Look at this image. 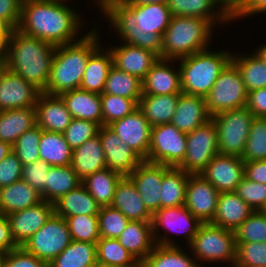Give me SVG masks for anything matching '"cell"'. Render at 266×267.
<instances>
[{"label": "cell", "instance_id": "4dcf8cb0", "mask_svg": "<svg viewBox=\"0 0 266 267\" xmlns=\"http://www.w3.org/2000/svg\"><path fill=\"white\" fill-rule=\"evenodd\" d=\"M53 204L54 213L63 218L81 214L98 215L101 209V205L89 194L82 183Z\"/></svg>", "mask_w": 266, "mask_h": 267}, {"label": "cell", "instance_id": "ee69618b", "mask_svg": "<svg viewBox=\"0 0 266 267\" xmlns=\"http://www.w3.org/2000/svg\"><path fill=\"white\" fill-rule=\"evenodd\" d=\"M232 62L239 69L247 92L266 87V64L256 54L238 58L232 55Z\"/></svg>", "mask_w": 266, "mask_h": 267}, {"label": "cell", "instance_id": "34e18365", "mask_svg": "<svg viewBox=\"0 0 266 267\" xmlns=\"http://www.w3.org/2000/svg\"><path fill=\"white\" fill-rule=\"evenodd\" d=\"M4 257H5V253L4 252H0V267L3 266Z\"/></svg>", "mask_w": 266, "mask_h": 267}, {"label": "cell", "instance_id": "e7e4bbea", "mask_svg": "<svg viewBox=\"0 0 266 267\" xmlns=\"http://www.w3.org/2000/svg\"><path fill=\"white\" fill-rule=\"evenodd\" d=\"M266 11V0H249L246 10L239 16L244 17L250 14Z\"/></svg>", "mask_w": 266, "mask_h": 267}, {"label": "cell", "instance_id": "b9f144b4", "mask_svg": "<svg viewBox=\"0 0 266 267\" xmlns=\"http://www.w3.org/2000/svg\"><path fill=\"white\" fill-rule=\"evenodd\" d=\"M194 261L178 246L155 244L153 250L140 263V267H199Z\"/></svg>", "mask_w": 266, "mask_h": 267}, {"label": "cell", "instance_id": "003e7915", "mask_svg": "<svg viewBox=\"0 0 266 267\" xmlns=\"http://www.w3.org/2000/svg\"><path fill=\"white\" fill-rule=\"evenodd\" d=\"M12 151L13 148L9 143L0 140V162Z\"/></svg>", "mask_w": 266, "mask_h": 267}, {"label": "cell", "instance_id": "2644e50d", "mask_svg": "<svg viewBox=\"0 0 266 267\" xmlns=\"http://www.w3.org/2000/svg\"><path fill=\"white\" fill-rule=\"evenodd\" d=\"M266 64V44L255 53Z\"/></svg>", "mask_w": 266, "mask_h": 267}, {"label": "cell", "instance_id": "c3c4849f", "mask_svg": "<svg viewBox=\"0 0 266 267\" xmlns=\"http://www.w3.org/2000/svg\"><path fill=\"white\" fill-rule=\"evenodd\" d=\"M235 242H266V214L253 213L234 231Z\"/></svg>", "mask_w": 266, "mask_h": 267}, {"label": "cell", "instance_id": "4316f807", "mask_svg": "<svg viewBox=\"0 0 266 267\" xmlns=\"http://www.w3.org/2000/svg\"><path fill=\"white\" fill-rule=\"evenodd\" d=\"M111 206L120 210L129 220L152 221V214L145 207L129 176H123L119 180Z\"/></svg>", "mask_w": 266, "mask_h": 267}, {"label": "cell", "instance_id": "bcb514c9", "mask_svg": "<svg viewBox=\"0 0 266 267\" xmlns=\"http://www.w3.org/2000/svg\"><path fill=\"white\" fill-rule=\"evenodd\" d=\"M72 240L97 243L100 230L97 215H75L65 217Z\"/></svg>", "mask_w": 266, "mask_h": 267}, {"label": "cell", "instance_id": "484cf974", "mask_svg": "<svg viewBox=\"0 0 266 267\" xmlns=\"http://www.w3.org/2000/svg\"><path fill=\"white\" fill-rule=\"evenodd\" d=\"M253 209L234 191L220 193L211 224L235 231L252 213Z\"/></svg>", "mask_w": 266, "mask_h": 267}, {"label": "cell", "instance_id": "5b68a950", "mask_svg": "<svg viewBox=\"0 0 266 267\" xmlns=\"http://www.w3.org/2000/svg\"><path fill=\"white\" fill-rule=\"evenodd\" d=\"M212 24L202 18L172 16L162 36L161 59L173 61L204 51L211 38Z\"/></svg>", "mask_w": 266, "mask_h": 267}, {"label": "cell", "instance_id": "277c9868", "mask_svg": "<svg viewBox=\"0 0 266 267\" xmlns=\"http://www.w3.org/2000/svg\"><path fill=\"white\" fill-rule=\"evenodd\" d=\"M96 32H89L81 39L55 46L50 75L46 89L50 95L80 88L89 56L99 47Z\"/></svg>", "mask_w": 266, "mask_h": 267}, {"label": "cell", "instance_id": "ba28073f", "mask_svg": "<svg viewBox=\"0 0 266 267\" xmlns=\"http://www.w3.org/2000/svg\"><path fill=\"white\" fill-rule=\"evenodd\" d=\"M247 95L240 71L231 61L205 96L208 113L213 117L224 111L246 107Z\"/></svg>", "mask_w": 266, "mask_h": 267}, {"label": "cell", "instance_id": "94428289", "mask_svg": "<svg viewBox=\"0 0 266 267\" xmlns=\"http://www.w3.org/2000/svg\"><path fill=\"white\" fill-rule=\"evenodd\" d=\"M245 178L266 185V160L244 162Z\"/></svg>", "mask_w": 266, "mask_h": 267}, {"label": "cell", "instance_id": "753ad0ef", "mask_svg": "<svg viewBox=\"0 0 266 267\" xmlns=\"http://www.w3.org/2000/svg\"><path fill=\"white\" fill-rule=\"evenodd\" d=\"M95 267H120V266H116V265H112V264H105V263H99L97 262Z\"/></svg>", "mask_w": 266, "mask_h": 267}, {"label": "cell", "instance_id": "e0dca14e", "mask_svg": "<svg viewBox=\"0 0 266 267\" xmlns=\"http://www.w3.org/2000/svg\"><path fill=\"white\" fill-rule=\"evenodd\" d=\"M199 174L219 193L233 192L245 177L244 161L241 157L218 153Z\"/></svg>", "mask_w": 266, "mask_h": 267}, {"label": "cell", "instance_id": "d6986e66", "mask_svg": "<svg viewBox=\"0 0 266 267\" xmlns=\"http://www.w3.org/2000/svg\"><path fill=\"white\" fill-rule=\"evenodd\" d=\"M53 213L54 204L43 200L35 206L8 214L11 235L16 245L21 247Z\"/></svg>", "mask_w": 266, "mask_h": 267}, {"label": "cell", "instance_id": "9a60e30c", "mask_svg": "<svg viewBox=\"0 0 266 267\" xmlns=\"http://www.w3.org/2000/svg\"><path fill=\"white\" fill-rule=\"evenodd\" d=\"M97 134L105 153L106 168L111 171L129 176L143 161L109 126H100Z\"/></svg>", "mask_w": 266, "mask_h": 267}, {"label": "cell", "instance_id": "9f6ffc18", "mask_svg": "<svg viewBox=\"0 0 266 267\" xmlns=\"http://www.w3.org/2000/svg\"><path fill=\"white\" fill-rule=\"evenodd\" d=\"M23 164L12 151L0 162V188L21 180Z\"/></svg>", "mask_w": 266, "mask_h": 267}, {"label": "cell", "instance_id": "89a4df30", "mask_svg": "<svg viewBox=\"0 0 266 267\" xmlns=\"http://www.w3.org/2000/svg\"><path fill=\"white\" fill-rule=\"evenodd\" d=\"M129 4L167 3L168 0H125Z\"/></svg>", "mask_w": 266, "mask_h": 267}, {"label": "cell", "instance_id": "7402d4cb", "mask_svg": "<svg viewBox=\"0 0 266 267\" xmlns=\"http://www.w3.org/2000/svg\"><path fill=\"white\" fill-rule=\"evenodd\" d=\"M113 65L128 74L143 80L147 72L160 58L156 53L141 47L125 43L110 49Z\"/></svg>", "mask_w": 266, "mask_h": 267}, {"label": "cell", "instance_id": "83f0119b", "mask_svg": "<svg viewBox=\"0 0 266 267\" xmlns=\"http://www.w3.org/2000/svg\"><path fill=\"white\" fill-rule=\"evenodd\" d=\"M73 119L90 120L103 125L100 94L81 88L64 92L59 95Z\"/></svg>", "mask_w": 266, "mask_h": 267}, {"label": "cell", "instance_id": "db71d44e", "mask_svg": "<svg viewBox=\"0 0 266 267\" xmlns=\"http://www.w3.org/2000/svg\"><path fill=\"white\" fill-rule=\"evenodd\" d=\"M254 211H262L266 205V185L250 181L245 178L238 184L234 191Z\"/></svg>", "mask_w": 266, "mask_h": 267}, {"label": "cell", "instance_id": "44dd1931", "mask_svg": "<svg viewBox=\"0 0 266 267\" xmlns=\"http://www.w3.org/2000/svg\"><path fill=\"white\" fill-rule=\"evenodd\" d=\"M35 110L36 125L44 131L63 133L73 119L59 95L41 92Z\"/></svg>", "mask_w": 266, "mask_h": 267}, {"label": "cell", "instance_id": "f5cc1de1", "mask_svg": "<svg viewBox=\"0 0 266 267\" xmlns=\"http://www.w3.org/2000/svg\"><path fill=\"white\" fill-rule=\"evenodd\" d=\"M99 125L90 120L72 119L63 136L72 150L97 135Z\"/></svg>", "mask_w": 266, "mask_h": 267}, {"label": "cell", "instance_id": "cb8c5ba5", "mask_svg": "<svg viewBox=\"0 0 266 267\" xmlns=\"http://www.w3.org/2000/svg\"><path fill=\"white\" fill-rule=\"evenodd\" d=\"M202 224L185 206L160 208L152 215L153 237L156 236L158 227L163 226L176 234L186 232L188 245L191 244Z\"/></svg>", "mask_w": 266, "mask_h": 267}, {"label": "cell", "instance_id": "ab89813d", "mask_svg": "<svg viewBox=\"0 0 266 267\" xmlns=\"http://www.w3.org/2000/svg\"><path fill=\"white\" fill-rule=\"evenodd\" d=\"M103 94L117 95L139 102L142 96V80L112 65L107 75Z\"/></svg>", "mask_w": 266, "mask_h": 267}, {"label": "cell", "instance_id": "ffe728a7", "mask_svg": "<svg viewBox=\"0 0 266 267\" xmlns=\"http://www.w3.org/2000/svg\"><path fill=\"white\" fill-rule=\"evenodd\" d=\"M129 177L134 182L145 207L153 215L161 208L160 190L163 165L143 160Z\"/></svg>", "mask_w": 266, "mask_h": 267}, {"label": "cell", "instance_id": "681fc988", "mask_svg": "<svg viewBox=\"0 0 266 267\" xmlns=\"http://www.w3.org/2000/svg\"><path fill=\"white\" fill-rule=\"evenodd\" d=\"M42 130L39 126H34L25 131L12 146L13 152L22 162L23 166L39 160V144Z\"/></svg>", "mask_w": 266, "mask_h": 267}, {"label": "cell", "instance_id": "11a10c76", "mask_svg": "<svg viewBox=\"0 0 266 267\" xmlns=\"http://www.w3.org/2000/svg\"><path fill=\"white\" fill-rule=\"evenodd\" d=\"M50 167V164L40 159L26 164L23 166L21 179L41 193L47 183V172Z\"/></svg>", "mask_w": 266, "mask_h": 267}, {"label": "cell", "instance_id": "8fae6325", "mask_svg": "<svg viewBox=\"0 0 266 267\" xmlns=\"http://www.w3.org/2000/svg\"><path fill=\"white\" fill-rule=\"evenodd\" d=\"M186 134L172 123L160 124L151 128L147 162L177 168L186 155Z\"/></svg>", "mask_w": 266, "mask_h": 267}, {"label": "cell", "instance_id": "be15d7a7", "mask_svg": "<svg viewBox=\"0 0 266 267\" xmlns=\"http://www.w3.org/2000/svg\"><path fill=\"white\" fill-rule=\"evenodd\" d=\"M18 248L11 235L10 225L7 216H0V252L7 253Z\"/></svg>", "mask_w": 266, "mask_h": 267}, {"label": "cell", "instance_id": "7bdbcfd3", "mask_svg": "<svg viewBox=\"0 0 266 267\" xmlns=\"http://www.w3.org/2000/svg\"><path fill=\"white\" fill-rule=\"evenodd\" d=\"M97 262L120 267H140V263L116 238H100L96 243Z\"/></svg>", "mask_w": 266, "mask_h": 267}, {"label": "cell", "instance_id": "f6af8a7d", "mask_svg": "<svg viewBox=\"0 0 266 267\" xmlns=\"http://www.w3.org/2000/svg\"><path fill=\"white\" fill-rule=\"evenodd\" d=\"M241 158L244 162L266 160V118H253Z\"/></svg>", "mask_w": 266, "mask_h": 267}, {"label": "cell", "instance_id": "8d00e7d4", "mask_svg": "<svg viewBox=\"0 0 266 267\" xmlns=\"http://www.w3.org/2000/svg\"><path fill=\"white\" fill-rule=\"evenodd\" d=\"M122 177L119 173L105 168L86 176L81 183L101 206H109L112 204L116 186Z\"/></svg>", "mask_w": 266, "mask_h": 267}, {"label": "cell", "instance_id": "4fadbf2b", "mask_svg": "<svg viewBox=\"0 0 266 267\" xmlns=\"http://www.w3.org/2000/svg\"><path fill=\"white\" fill-rule=\"evenodd\" d=\"M41 91L4 67L0 74V111L34 108Z\"/></svg>", "mask_w": 266, "mask_h": 267}, {"label": "cell", "instance_id": "91938a15", "mask_svg": "<svg viewBox=\"0 0 266 267\" xmlns=\"http://www.w3.org/2000/svg\"><path fill=\"white\" fill-rule=\"evenodd\" d=\"M246 108L254 117L266 118V87L248 92Z\"/></svg>", "mask_w": 266, "mask_h": 267}, {"label": "cell", "instance_id": "6da1fadb", "mask_svg": "<svg viewBox=\"0 0 266 267\" xmlns=\"http://www.w3.org/2000/svg\"><path fill=\"white\" fill-rule=\"evenodd\" d=\"M103 12L122 40L150 50L161 58L162 36L172 18L167 3L113 2Z\"/></svg>", "mask_w": 266, "mask_h": 267}, {"label": "cell", "instance_id": "a7ac6f4b", "mask_svg": "<svg viewBox=\"0 0 266 267\" xmlns=\"http://www.w3.org/2000/svg\"><path fill=\"white\" fill-rule=\"evenodd\" d=\"M14 28L4 19L0 18V33H12Z\"/></svg>", "mask_w": 266, "mask_h": 267}, {"label": "cell", "instance_id": "e575fe53", "mask_svg": "<svg viewBox=\"0 0 266 267\" xmlns=\"http://www.w3.org/2000/svg\"><path fill=\"white\" fill-rule=\"evenodd\" d=\"M99 49L100 47L89 56L80 88L89 92L103 94L109 69L113 65V56L110 50L104 55V53H100L102 50Z\"/></svg>", "mask_w": 266, "mask_h": 267}, {"label": "cell", "instance_id": "603a6c76", "mask_svg": "<svg viewBox=\"0 0 266 267\" xmlns=\"http://www.w3.org/2000/svg\"><path fill=\"white\" fill-rule=\"evenodd\" d=\"M211 118L205 97L179 93L177 108L171 121L179 131L185 134L190 133Z\"/></svg>", "mask_w": 266, "mask_h": 267}, {"label": "cell", "instance_id": "1f68e13d", "mask_svg": "<svg viewBox=\"0 0 266 267\" xmlns=\"http://www.w3.org/2000/svg\"><path fill=\"white\" fill-rule=\"evenodd\" d=\"M36 126L34 108L0 111V140L13 146L25 132Z\"/></svg>", "mask_w": 266, "mask_h": 267}, {"label": "cell", "instance_id": "60d3db41", "mask_svg": "<svg viewBox=\"0 0 266 267\" xmlns=\"http://www.w3.org/2000/svg\"><path fill=\"white\" fill-rule=\"evenodd\" d=\"M167 6L172 16L202 18L211 21L213 25L214 21H229L221 11L214 15L213 8L216 7L214 0H168Z\"/></svg>", "mask_w": 266, "mask_h": 267}, {"label": "cell", "instance_id": "03108f58", "mask_svg": "<svg viewBox=\"0 0 266 267\" xmlns=\"http://www.w3.org/2000/svg\"><path fill=\"white\" fill-rule=\"evenodd\" d=\"M12 33H0V64L4 65L8 59L9 39Z\"/></svg>", "mask_w": 266, "mask_h": 267}, {"label": "cell", "instance_id": "f35d334b", "mask_svg": "<svg viewBox=\"0 0 266 267\" xmlns=\"http://www.w3.org/2000/svg\"><path fill=\"white\" fill-rule=\"evenodd\" d=\"M96 244L72 240L48 267H95Z\"/></svg>", "mask_w": 266, "mask_h": 267}, {"label": "cell", "instance_id": "d4e9b609", "mask_svg": "<svg viewBox=\"0 0 266 267\" xmlns=\"http://www.w3.org/2000/svg\"><path fill=\"white\" fill-rule=\"evenodd\" d=\"M168 62V59L159 58L147 72L142 80V95H168L182 92L180 68L175 72L167 65Z\"/></svg>", "mask_w": 266, "mask_h": 267}, {"label": "cell", "instance_id": "6125c7cd", "mask_svg": "<svg viewBox=\"0 0 266 267\" xmlns=\"http://www.w3.org/2000/svg\"><path fill=\"white\" fill-rule=\"evenodd\" d=\"M222 5L220 11L229 19L239 17L247 8L249 0H214Z\"/></svg>", "mask_w": 266, "mask_h": 267}, {"label": "cell", "instance_id": "d6a6232c", "mask_svg": "<svg viewBox=\"0 0 266 267\" xmlns=\"http://www.w3.org/2000/svg\"><path fill=\"white\" fill-rule=\"evenodd\" d=\"M179 94L142 95L138 108L153 127L171 123L178 104Z\"/></svg>", "mask_w": 266, "mask_h": 267}, {"label": "cell", "instance_id": "f1b7e54d", "mask_svg": "<svg viewBox=\"0 0 266 267\" xmlns=\"http://www.w3.org/2000/svg\"><path fill=\"white\" fill-rule=\"evenodd\" d=\"M71 167L81 180L106 168L105 153L98 134L72 151Z\"/></svg>", "mask_w": 266, "mask_h": 267}, {"label": "cell", "instance_id": "8c879c8a", "mask_svg": "<svg viewBox=\"0 0 266 267\" xmlns=\"http://www.w3.org/2000/svg\"><path fill=\"white\" fill-rule=\"evenodd\" d=\"M125 0H98L99 5L101 6V10H104L109 4L113 2H122Z\"/></svg>", "mask_w": 266, "mask_h": 267}, {"label": "cell", "instance_id": "d590c367", "mask_svg": "<svg viewBox=\"0 0 266 267\" xmlns=\"http://www.w3.org/2000/svg\"><path fill=\"white\" fill-rule=\"evenodd\" d=\"M81 182L71 165L51 166L47 172V183L40 194L43 200L54 203L79 186Z\"/></svg>", "mask_w": 266, "mask_h": 267}, {"label": "cell", "instance_id": "8992f818", "mask_svg": "<svg viewBox=\"0 0 266 267\" xmlns=\"http://www.w3.org/2000/svg\"><path fill=\"white\" fill-rule=\"evenodd\" d=\"M182 93L205 97L217 78L232 61L228 52L207 50L180 58Z\"/></svg>", "mask_w": 266, "mask_h": 267}, {"label": "cell", "instance_id": "6f0895ef", "mask_svg": "<svg viewBox=\"0 0 266 267\" xmlns=\"http://www.w3.org/2000/svg\"><path fill=\"white\" fill-rule=\"evenodd\" d=\"M2 267H48V264L18 247L5 253Z\"/></svg>", "mask_w": 266, "mask_h": 267}, {"label": "cell", "instance_id": "11e5206c", "mask_svg": "<svg viewBox=\"0 0 266 267\" xmlns=\"http://www.w3.org/2000/svg\"><path fill=\"white\" fill-rule=\"evenodd\" d=\"M4 67H5L4 65L0 64V74H1V71L3 70Z\"/></svg>", "mask_w": 266, "mask_h": 267}, {"label": "cell", "instance_id": "816d5d0a", "mask_svg": "<svg viewBox=\"0 0 266 267\" xmlns=\"http://www.w3.org/2000/svg\"><path fill=\"white\" fill-rule=\"evenodd\" d=\"M234 267H266V242H236Z\"/></svg>", "mask_w": 266, "mask_h": 267}, {"label": "cell", "instance_id": "2a66077c", "mask_svg": "<svg viewBox=\"0 0 266 267\" xmlns=\"http://www.w3.org/2000/svg\"><path fill=\"white\" fill-rule=\"evenodd\" d=\"M262 212L266 214V205L264 206Z\"/></svg>", "mask_w": 266, "mask_h": 267}, {"label": "cell", "instance_id": "30bf717a", "mask_svg": "<svg viewBox=\"0 0 266 267\" xmlns=\"http://www.w3.org/2000/svg\"><path fill=\"white\" fill-rule=\"evenodd\" d=\"M72 241L65 218L53 213L21 247L49 264Z\"/></svg>", "mask_w": 266, "mask_h": 267}, {"label": "cell", "instance_id": "680465c9", "mask_svg": "<svg viewBox=\"0 0 266 267\" xmlns=\"http://www.w3.org/2000/svg\"><path fill=\"white\" fill-rule=\"evenodd\" d=\"M22 0H0V18L17 29L21 16Z\"/></svg>", "mask_w": 266, "mask_h": 267}, {"label": "cell", "instance_id": "ac0fdd59", "mask_svg": "<svg viewBox=\"0 0 266 267\" xmlns=\"http://www.w3.org/2000/svg\"><path fill=\"white\" fill-rule=\"evenodd\" d=\"M159 238L160 240H157ZM120 244L141 263L155 247L154 244L161 246H177L173 240L166 237H153L152 221H132L129 220L126 228L117 238ZM156 240V241H155Z\"/></svg>", "mask_w": 266, "mask_h": 267}, {"label": "cell", "instance_id": "836d02e7", "mask_svg": "<svg viewBox=\"0 0 266 267\" xmlns=\"http://www.w3.org/2000/svg\"><path fill=\"white\" fill-rule=\"evenodd\" d=\"M189 174L179 168L163 165L160 190L161 208L184 206Z\"/></svg>", "mask_w": 266, "mask_h": 267}, {"label": "cell", "instance_id": "7a4b0ae2", "mask_svg": "<svg viewBox=\"0 0 266 267\" xmlns=\"http://www.w3.org/2000/svg\"><path fill=\"white\" fill-rule=\"evenodd\" d=\"M64 0H27L22 1L20 22L17 30L61 46L76 40L79 17L70 9Z\"/></svg>", "mask_w": 266, "mask_h": 267}, {"label": "cell", "instance_id": "f907efd6", "mask_svg": "<svg viewBox=\"0 0 266 267\" xmlns=\"http://www.w3.org/2000/svg\"><path fill=\"white\" fill-rule=\"evenodd\" d=\"M98 216L100 238H118L126 228L129 219L118 209L101 206Z\"/></svg>", "mask_w": 266, "mask_h": 267}, {"label": "cell", "instance_id": "7dc6e473", "mask_svg": "<svg viewBox=\"0 0 266 267\" xmlns=\"http://www.w3.org/2000/svg\"><path fill=\"white\" fill-rule=\"evenodd\" d=\"M103 125L109 124L124 118L138 108V102L134 99L120 97L112 94H100Z\"/></svg>", "mask_w": 266, "mask_h": 267}, {"label": "cell", "instance_id": "2e32d148", "mask_svg": "<svg viewBox=\"0 0 266 267\" xmlns=\"http://www.w3.org/2000/svg\"><path fill=\"white\" fill-rule=\"evenodd\" d=\"M108 126L123 143L127 144L143 160H147L152 126L139 108Z\"/></svg>", "mask_w": 266, "mask_h": 267}, {"label": "cell", "instance_id": "52a82bcc", "mask_svg": "<svg viewBox=\"0 0 266 267\" xmlns=\"http://www.w3.org/2000/svg\"><path fill=\"white\" fill-rule=\"evenodd\" d=\"M253 118L246 107L224 111L211 118L217 128L220 154L242 157Z\"/></svg>", "mask_w": 266, "mask_h": 267}, {"label": "cell", "instance_id": "7c38bea8", "mask_svg": "<svg viewBox=\"0 0 266 267\" xmlns=\"http://www.w3.org/2000/svg\"><path fill=\"white\" fill-rule=\"evenodd\" d=\"M187 149L182 163L177 167L190 174L201 173L219 153L218 132L215 123H207L186 134Z\"/></svg>", "mask_w": 266, "mask_h": 267}, {"label": "cell", "instance_id": "74e56055", "mask_svg": "<svg viewBox=\"0 0 266 267\" xmlns=\"http://www.w3.org/2000/svg\"><path fill=\"white\" fill-rule=\"evenodd\" d=\"M72 149L66 142L63 133L42 130L39 144V159L51 166L71 165Z\"/></svg>", "mask_w": 266, "mask_h": 267}, {"label": "cell", "instance_id": "9c48e42d", "mask_svg": "<svg viewBox=\"0 0 266 267\" xmlns=\"http://www.w3.org/2000/svg\"><path fill=\"white\" fill-rule=\"evenodd\" d=\"M190 248L201 261H229L236 262L237 245L234 238V231L215 226L211 223H203L198 233L193 238Z\"/></svg>", "mask_w": 266, "mask_h": 267}, {"label": "cell", "instance_id": "f546056e", "mask_svg": "<svg viewBox=\"0 0 266 267\" xmlns=\"http://www.w3.org/2000/svg\"><path fill=\"white\" fill-rule=\"evenodd\" d=\"M43 201L40 192L24 180L0 188V213L8 214L37 205Z\"/></svg>", "mask_w": 266, "mask_h": 267}, {"label": "cell", "instance_id": "5bb4252c", "mask_svg": "<svg viewBox=\"0 0 266 267\" xmlns=\"http://www.w3.org/2000/svg\"><path fill=\"white\" fill-rule=\"evenodd\" d=\"M219 195L201 174H189L184 206L202 223H211Z\"/></svg>", "mask_w": 266, "mask_h": 267}, {"label": "cell", "instance_id": "3957f363", "mask_svg": "<svg viewBox=\"0 0 266 267\" xmlns=\"http://www.w3.org/2000/svg\"><path fill=\"white\" fill-rule=\"evenodd\" d=\"M54 54L55 46L14 29L9 39L5 67L43 92L48 84Z\"/></svg>", "mask_w": 266, "mask_h": 267}]
</instances>
